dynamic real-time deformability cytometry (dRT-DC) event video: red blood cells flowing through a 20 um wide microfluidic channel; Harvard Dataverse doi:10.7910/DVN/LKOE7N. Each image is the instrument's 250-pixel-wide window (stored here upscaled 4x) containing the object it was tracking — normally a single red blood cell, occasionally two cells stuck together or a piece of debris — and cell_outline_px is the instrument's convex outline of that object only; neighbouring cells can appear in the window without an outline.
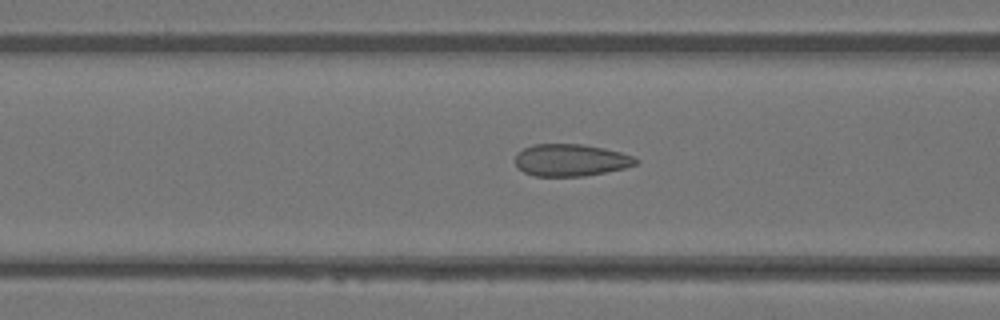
{"species": "Egyptian fruit bat (a non-hibernating species)", "species_latin": "Rousettus aegyptiacus", "temperature_condition": "warm", "stored_images_in_passage": 27, "camera_frame_rate_fps": 3000, "um_per_image_px": 0.085, "animal": {"sex": "female"}, "frame": {"image": 1, "passage_image": 4, "time_ms": 1.0, "image_size_px": [1000, 320], "cell_outline_px": [[640, 160], [636, 164], [624, 168], [584, 176], [532, 176], [516, 168], [516, 152], [532, 144], [584, 144], [604, 148], [620, 152], [632, 156]], "centroid_in_image_um": [48.48, 13.61], "position_along_channel_um": 118.1, "area_um2": 22.66}}
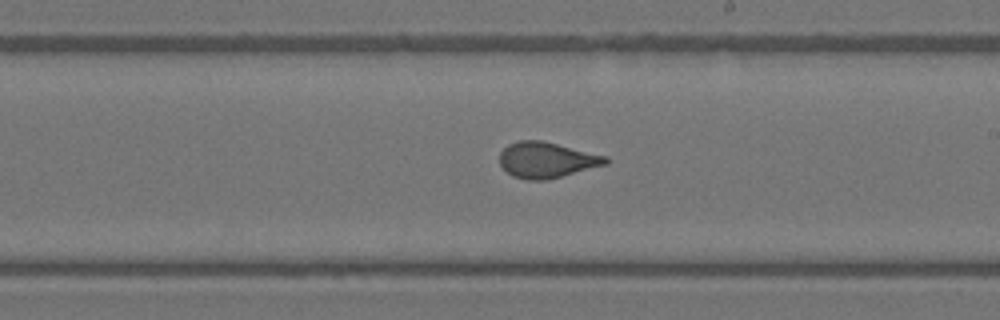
{"frame": {"image": 2, "passage_image": 13, "time_ms": 4.0, "image_size_px": [1000, 320], "cell_outline_px": [[608, 164], [548, 180], [528, 180], [512, 176], [500, 164], [500, 152], [508, 144], [520, 140], [540, 140], [608, 156]], "centroid_in_image_um": [46.48, 13.6], "position_along_channel_um": 242.5, "area_um2": 22.08}}
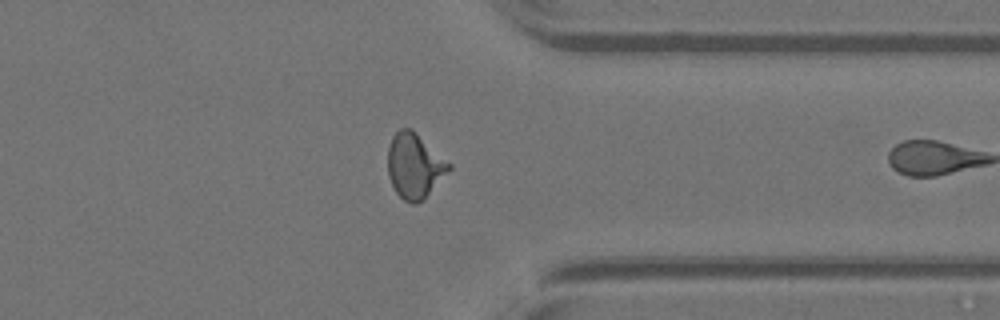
{"frame": {"image": 3, "passage_image": 23, "time_ms": 7.333, "image_size_px": [1000, 320], "cell_outline_px": [[452, 168], [424, 200], [416, 204], [412, 204], [404, 200], [396, 192], [388, 176], [388, 148], [392, 136], [400, 128], [412, 128], [452, 164]], "centroid_in_image_um": [35.25, 14.09], "position_along_channel_um": 376.1, "area_um2": 23.41}}